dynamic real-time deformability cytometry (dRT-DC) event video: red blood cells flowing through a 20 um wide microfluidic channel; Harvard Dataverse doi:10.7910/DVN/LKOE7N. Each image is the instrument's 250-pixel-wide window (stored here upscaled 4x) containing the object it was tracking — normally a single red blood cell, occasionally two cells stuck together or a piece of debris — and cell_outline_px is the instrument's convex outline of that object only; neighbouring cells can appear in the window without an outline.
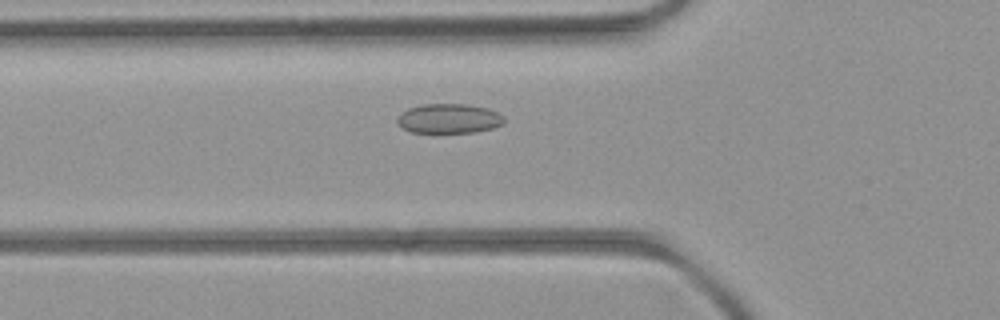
{"species": "common noctule bat (a hibernating species)", "species_latin": "Nyctalus noctula", "temperature_condition": "room temperature", "stored_images_in_passage": 48, "camera_frame_rate_fps": 3000, "um_per_image_px": 0.085, "animal": {"sex": "female", "body_mass_g": 21.9}, "frame": {"image": 1, "passage_image": 14, "time_ms": 4.333, "image_size_px": [1000, 320], "cell_outline_px": [[504, 124], [492, 128], [476, 132], [412, 132], [396, 124], [396, 116], [400, 112], [408, 108], [424, 104], [468, 104], [488, 108], [504, 116]], "centroid_in_image_um": [38.14, 10.07], "position_along_channel_um": 87.7, "area_um2": 18.55}}
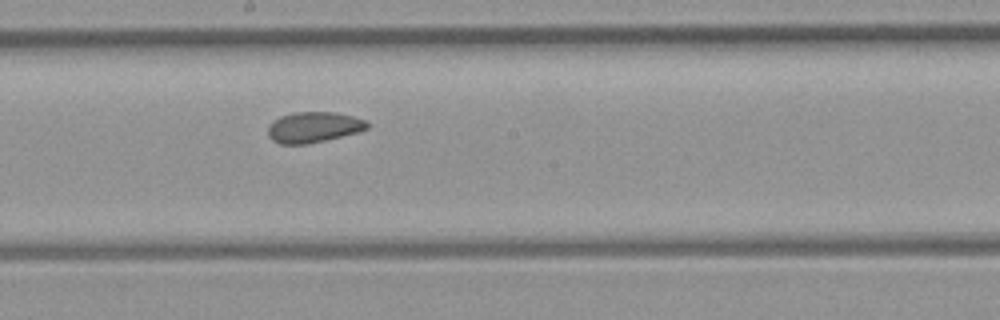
{"frame": {"image": 2, "passage_image": 24, "time_ms": 7.667, "image_size_px": [1000, 320], "cell_outline_px": [[368, 128], [360, 132], [308, 144], [280, 144], [272, 140], [268, 136], [268, 124], [280, 116], [296, 112], [332, 112], [352, 116], [368, 120]], "centroid_in_image_um": [26.66, 10.82], "position_along_channel_um": 221.5, "area_um2": 17.86}}
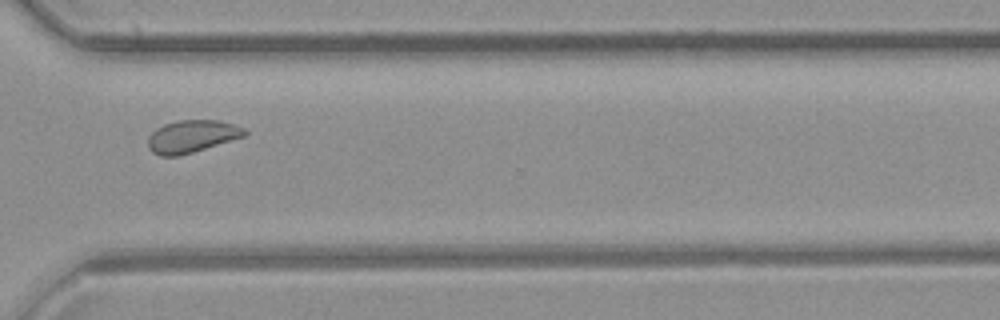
{"frame": {"image": 3, "passage_image": 34, "time_ms": 11.0, "image_size_px": [1000, 320], "cell_outline_px": [[248, 132], [244, 136], [180, 156], [160, 156], [152, 152], [148, 148], [148, 136], [156, 128], [164, 124], [176, 120], [220, 120], [244, 128]], "centroid_in_image_um": [16.27, 11.59], "position_along_channel_um": 354.3, "area_um2": 18.26}, "authors_computed_cell_mechanics": {"area_um2": 18.6116, "velocity_mm_per_s": 3.9939, "shape_relaxation_time_tau1_ms": null, "shape_relaxation_time_tau2_ms": 2.5654, "deformation_change_tau1": null, "deformation_change_tau2": 0.0723}}